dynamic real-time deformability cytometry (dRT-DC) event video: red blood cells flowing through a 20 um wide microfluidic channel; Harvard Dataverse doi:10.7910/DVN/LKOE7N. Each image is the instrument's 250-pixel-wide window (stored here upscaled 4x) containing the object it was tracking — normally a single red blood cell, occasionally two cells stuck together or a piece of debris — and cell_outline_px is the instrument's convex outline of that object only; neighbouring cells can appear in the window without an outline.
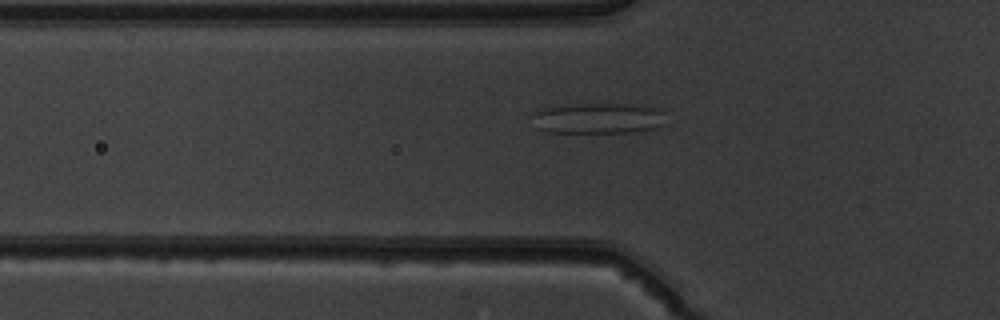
{"species": "common noctule bat (a hibernating species)", "species_latin": "Nyctalus noctula", "temperature_condition": "warm", "stored_images_in_passage": 51, "camera_frame_rate_fps": 3000, "um_per_image_px": 0.085, "animal": {"sex": "male", "body_mass_g": 19.5, "forearm_length_mm": 54.6}, "frame": {"image": 1, "passage_image": 18, "time_ms": 5.667, "image_size_px": [1000, 320], "cell_outline_px": [[664, 124], [656, 128], [632, 132], [548, 132], [536, 128], [536, 112], [540, 108], [564, 104], [616, 104], [660, 108]], "centroid_in_image_um": [50.82, 10.05], "position_along_channel_um": 75.0, "area_um2": 23.52}}
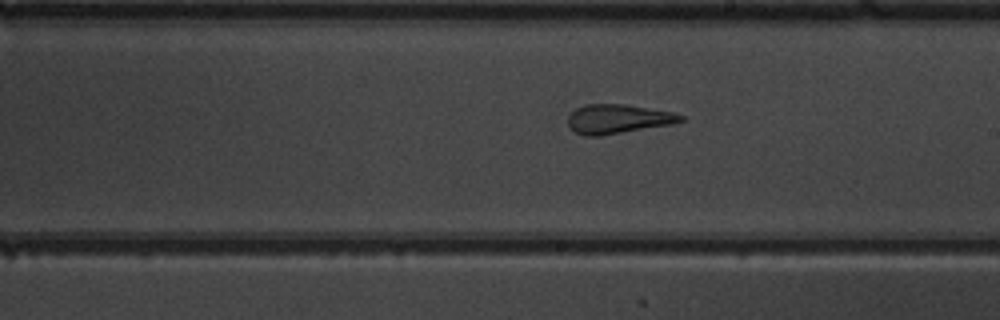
{"frame": {"image": 2, "passage_image": 30, "time_ms": 9.667, "image_size_px": [1000, 320], "cell_outline_px": [[684, 120], [672, 124], [600, 136], [584, 136], [568, 128], [568, 116], [576, 108], [584, 104], [624, 104], [672, 112], [684, 116]], "centroid_in_image_um": [52.48, 10.11], "position_along_channel_um": 236.5, "area_um2": 19.19}}
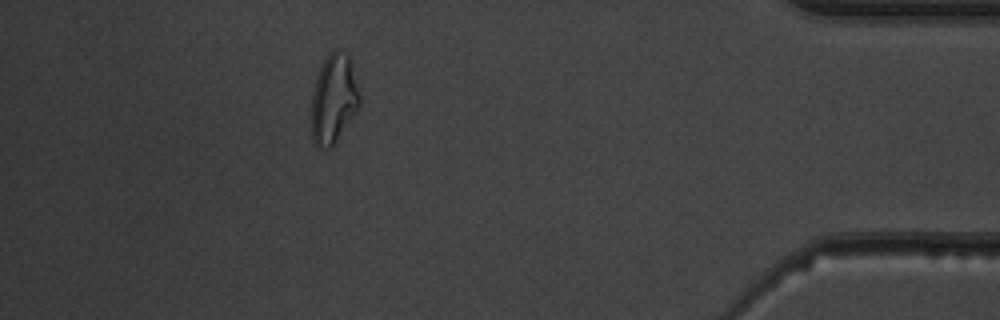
{"frame": {"image": 3, "passage_image": 46, "time_ms": 15.0, "image_size_px": [1000, 320], "cell_outline_px": [[360, 104], [356, 112], [336, 140], [328, 148], [316, 148], [312, 140], [312, 96], [316, 80], [320, 68], [328, 52], [332, 48], [340, 48], [348, 52], [360, 96]], "centroid_in_image_um": [28.36, 8.35], "position_along_channel_um": 406.8, "area_um2": 24.97}}